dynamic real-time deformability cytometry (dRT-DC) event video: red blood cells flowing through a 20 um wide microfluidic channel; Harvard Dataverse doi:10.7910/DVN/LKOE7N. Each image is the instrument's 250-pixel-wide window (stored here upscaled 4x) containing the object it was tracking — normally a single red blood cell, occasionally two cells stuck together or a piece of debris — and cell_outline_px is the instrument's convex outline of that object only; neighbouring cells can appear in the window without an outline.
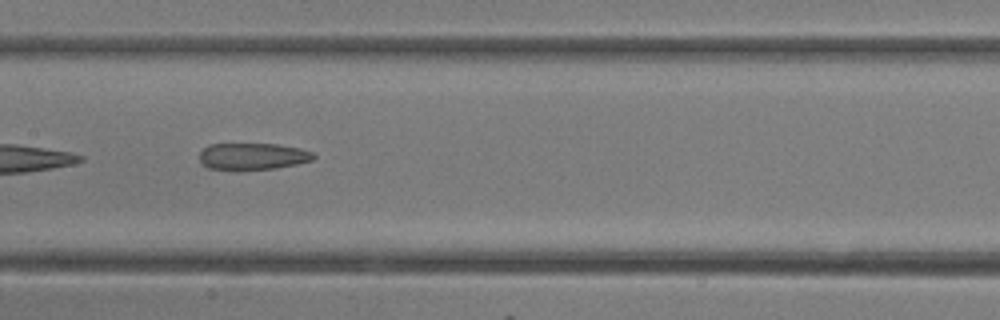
{"species": "common noctule bat (a hibernating species)", "species_latin": "Nyctalus noctula", "temperature_condition": "room temperature", "stored_images_in_passage": 24, "camera_frame_rate_fps": 3000, "um_per_image_px": 0.085, "animal": {"sex": "female"}, "frame": {"image": 1, "passage_image": 11, "time_ms": 3.333, "image_size_px": [1000, 320], "cell_outline_px": [[316, 156], [312, 160], [296, 164], [276, 168], [236, 172], [208, 168], [200, 164], [200, 152], [208, 144], [276, 144], [300, 148], [312, 152]], "centroid_in_image_um": [21.42, 13.32], "position_along_channel_um": 186.0, "area_um2": 18.32}}